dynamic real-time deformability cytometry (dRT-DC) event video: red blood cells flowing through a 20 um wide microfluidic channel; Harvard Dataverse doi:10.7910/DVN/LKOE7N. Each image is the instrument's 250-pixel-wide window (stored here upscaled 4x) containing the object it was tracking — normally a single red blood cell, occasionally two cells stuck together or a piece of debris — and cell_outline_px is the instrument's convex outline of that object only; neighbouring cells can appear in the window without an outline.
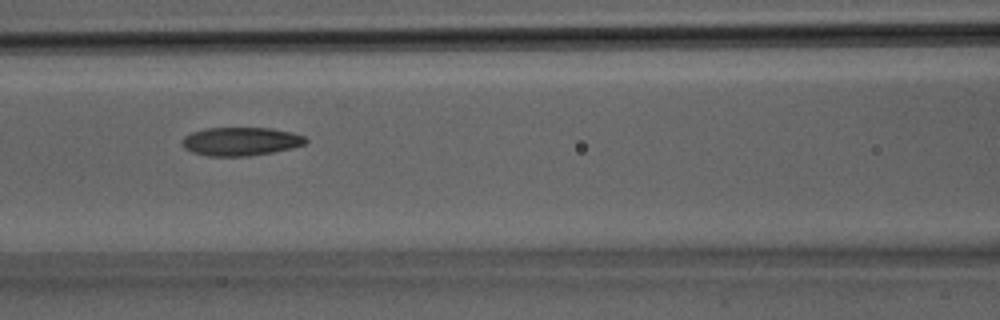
{"species": "Egyptian fruit bat (a non-hibernating species)", "species_latin": "Rousettus aegyptiacus", "temperature_condition": "room temperature", "stored_images_in_passage": 31, "camera_frame_rate_fps": 3000, "um_per_image_px": 0.085, "animal": {"sex": "male"}, "frame": {"image": 1, "passage_image": 14, "time_ms": 4.333, "image_size_px": [1000, 320], "cell_outline_px": [[308, 140], [304, 144], [292, 148], [272, 152], [248, 156], [208, 156], [192, 152], [184, 148], [180, 144], [180, 140], [184, 136], [192, 132], [204, 128], [272, 128], [292, 132], [304, 136]], "centroid_in_image_um": [20.42, 12.02], "position_along_channel_um": 146.2, "area_um2": 20.63}}
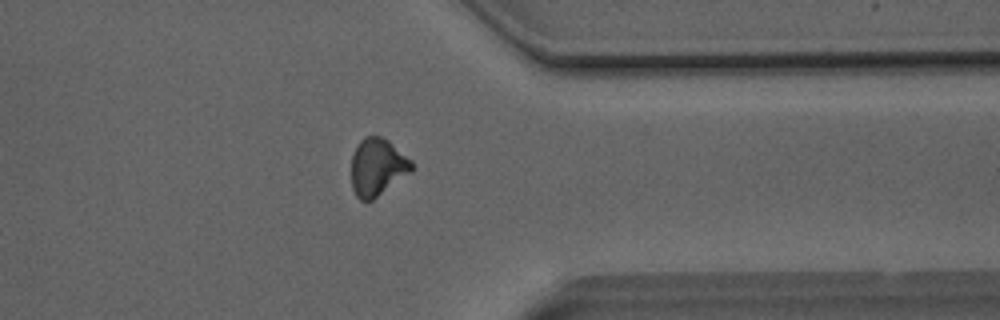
{"frame": {"image": 2, "passage_image": 25, "time_ms": 8.0, "image_size_px": [1000, 320], "cell_outline_px": [[412, 172], [372, 200], [360, 200], [356, 196], [352, 188], [352, 156], [360, 140], [364, 136], [384, 136], [412, 160]], "centroid_in_image_um": [32.09, 14.19], "position_along_channel_um": 379.3, "area_um2": 20.23}}
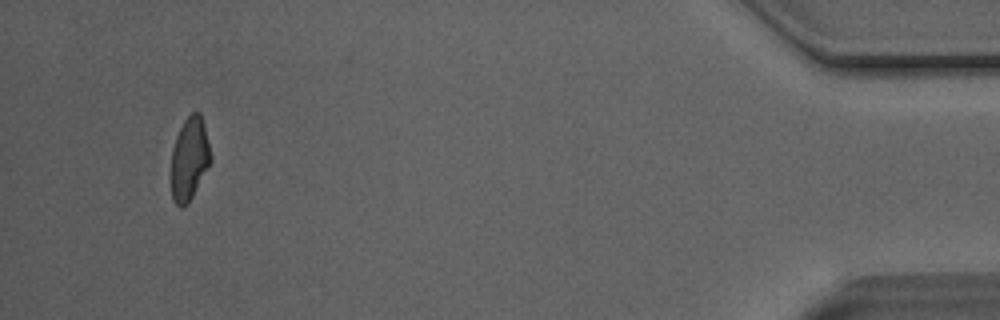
{"frame": {"image": 3, "passage_image": 30, "time_ms": 9.667, "image_size_px": [1000, 320], "cell_outline_px": [[212, 160], [188, 204], [184, 208], [180, 208], [172, 200], [172, 148], [176, 136], [184, 120], [192, 112], [200, 112], [212, 156]], "centroid_in_image_um": [16.1, 13.52], "position_along_channel_um": 419.1, "area_um2": 19.02}}